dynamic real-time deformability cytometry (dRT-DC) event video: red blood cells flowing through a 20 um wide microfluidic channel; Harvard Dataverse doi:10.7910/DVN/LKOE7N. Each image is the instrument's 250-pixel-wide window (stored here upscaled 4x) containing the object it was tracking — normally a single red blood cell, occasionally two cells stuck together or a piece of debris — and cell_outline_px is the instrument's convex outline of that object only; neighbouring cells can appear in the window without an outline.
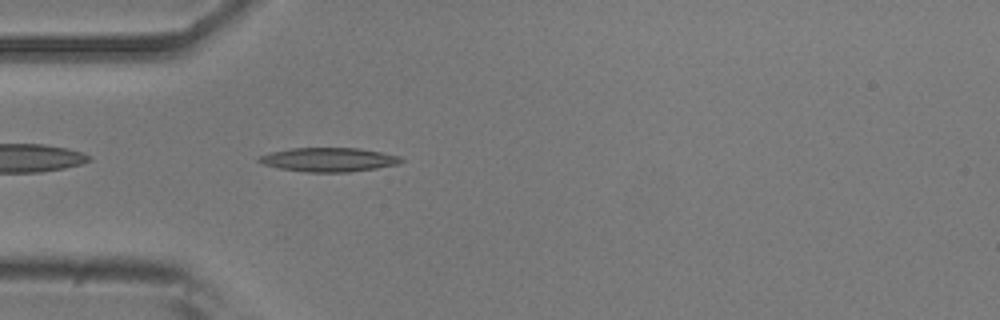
{"species": "common noctule bat (a hibernating species)", "species_latin": "Nyctalus noctula", "temperature_condition": "room temperature", "stored_images_in_passage": 39, "camera_frame_rate_fps": 3000, "um_per_image_px": 0.085, "animal": {"sex": "male", "body_mass_g": 20.5, "forearm_length_mm": 52.5}, "frame": {"image": 1, "passage_image": 2, "time_ms": 0.333, "image_size_px": [1000, 320], "cell_outline_px": [[404, 160], [400, 164], [376, 168], [348, 172], [308, 172], [280, 168], [264, 164], [256, 160], [260, 156], [268, 152], [292, 148], [360, 148], [400, 156]], "centroid_in_image_um": [27.95, 13.56], "position_along_channel_um": 57.0, "area_um2": 19.83}}
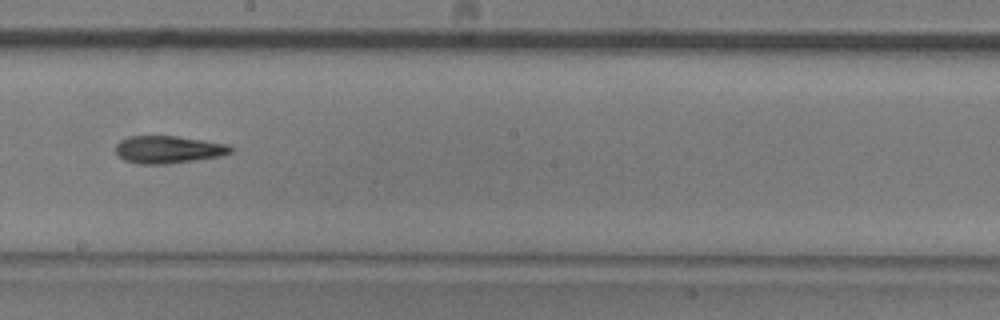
{"frame": {"image": 2, "passage_image": 16, "time_ms": 5.0, "image_size_px": [1000, 320], "cell_outline_px": [[232, 152], [220, 156], [168, 164], [136, 164], [124, 160], [116, 152], [116, 144], [120, 140], [128, 136], [176, 136], [204, 140], [228, 144], [232, 148]], "centroid_in_image_um": [14.29, 12.71], "position_along_channel_um": 233.9, "area_um2": 18.44}}
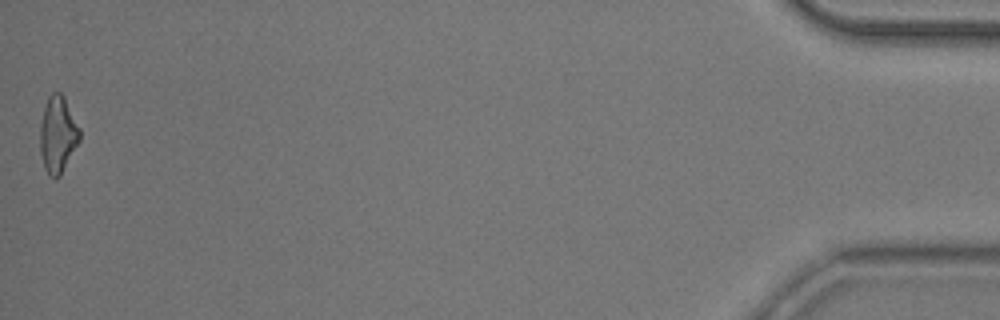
{"frame": {"image": 3, "passage_image": 39, "time_ms": 12.667, "image_size_px": [1000, 320], "cell_outline_px": [[80, 140], [60, 176], [56, 180], [48, 176], [44, 168], [40, 152], [40, 124], [44, 108], [48, 96], [52, 92], [60, 92], [64, 96], [80, 128]], "centroid_in_image_um": [4.91, 11.46], "position_along_channel_um": 430.3, "area_um2": 17.86}, "authors_computed_cell_mechanics": {"area_um2": 18.1492, "velocity_mm_per_s": 3.8459, "shape_relaxation_time_tau1_ms": 4.3965, "shape_relaxation_time_tau2_ms": 5.767, "deformation_change_tau1": 0.1989, "deformation_change_tau2": 0.1931}}